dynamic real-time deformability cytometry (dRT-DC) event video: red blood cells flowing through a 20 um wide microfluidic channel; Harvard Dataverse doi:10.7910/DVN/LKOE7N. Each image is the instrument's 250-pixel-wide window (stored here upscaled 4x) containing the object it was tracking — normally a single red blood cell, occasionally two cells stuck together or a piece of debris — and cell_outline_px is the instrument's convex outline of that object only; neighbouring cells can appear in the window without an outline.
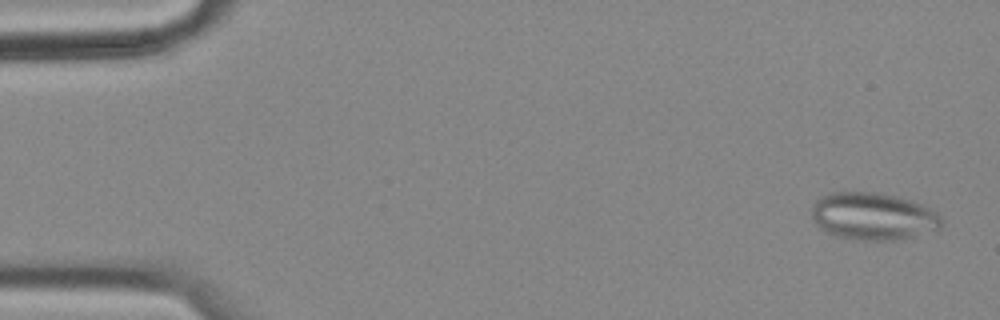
{"species": "common noctule bat (a hibernating species)", "species_latin": "Nyctalus noctula", "temperature_condition": "cold", "stored_images_in_passage": 56, "camera_frame_rate_fps": 3000, "um_per_image_px": 0.085, "animal": {"sex": "female", "body_mass_g": 18.4}, "frame": {"image": 1, "passage_image": 2, "time_ms": 0.333, "image_size_px": [1000, 320], "cell_outline_px": [[940, 228], [936, 232], [896, 240], [864, 240], [836, 236], [820, 228], [812, 220], [812, 204], [820, 196], [828, 192], [880, 192], [896, 196], [920, 204], [936, 212], [940, 216]], "centroid_in_image_um": [74.2, 18.38], "position_along_channel_um": 10.8, "area_um2": 36.01}}
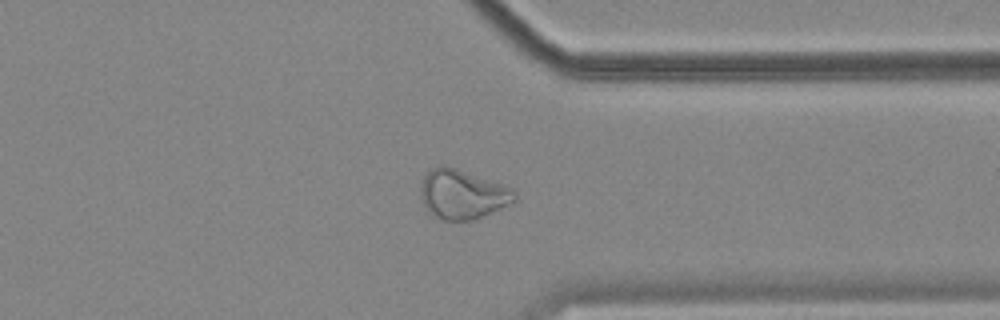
{"frame": {"image": 2, "passage_image": 43, "time_ms": 14.0, "image_size_px": [1000, 320], "cell_outline_px": [[516, 200], [500, 208], [472, 220], [444, 220], [432, 216], [424, 208], [420, 196], [420, 184], [424, 176], [432, 168], [440, 164], [444, 164], [504, 184], [512, 188], [516, 192]], "centroid_in_image_um": [39.26, 16.5], "position_along_channel_um": 372.1, "area_um2": 27.22}}
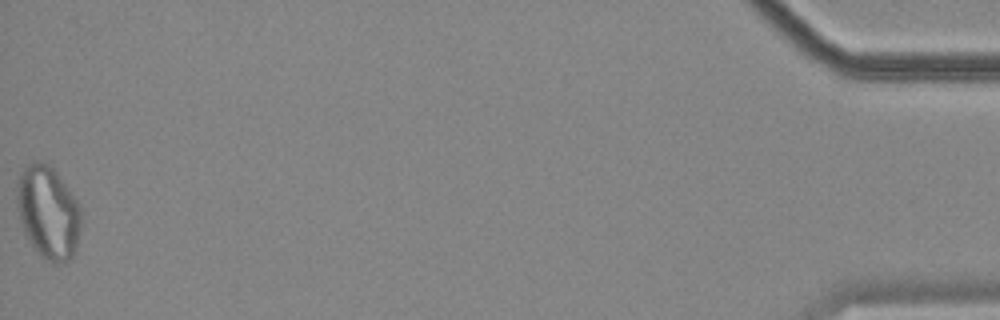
{"frame": {"image": 3, "passage_image": 56, "time_ms": 18.333, "image_size_px": [1000, 320], "cell_outline_px": [[80, 228], [76, 244], [72, 256], [68, 260], [44, 260], [36, 252], [24, 232], [20, 220], [16, 204], [16, 196], [20, 172], [32, 160], [40, 160], [48, 164], [56, 172], [80, 204]], "centroid_in_image_um": [4.06, 18.0], "position_along_channel_um": 431.1, "area_um2": 34.39}, "authors_computed_cell_mechanics": {"area_um2": 29.3913, "velocity_mm_per_s": 3.564, "shape_relaxation_time_tau1_ms": null, "shape_relaxation_time_tau2_ms": 2.559, "deformation_change_tau1": null, "deformation_change_tau2": 0.1035}}